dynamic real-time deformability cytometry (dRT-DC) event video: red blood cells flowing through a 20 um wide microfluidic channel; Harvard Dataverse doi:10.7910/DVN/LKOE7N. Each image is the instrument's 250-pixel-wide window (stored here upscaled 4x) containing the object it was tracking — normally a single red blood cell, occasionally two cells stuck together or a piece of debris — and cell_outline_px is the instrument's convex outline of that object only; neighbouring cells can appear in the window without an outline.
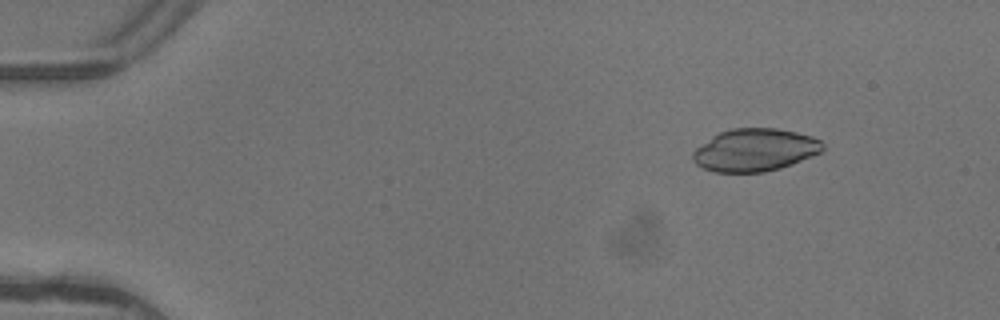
{"species": "common noctule bat (a hibernating species)", "species_latin": "Nyctalus noctula", "temperature_condition": "warm", "stored_images_in_passage": 4, "camera_frame_rate_fps": 3000, "um_per_image_px": 0.085, "animal": {"sex": "female"}, "frame": {"image": 1, "passage_image": 2, "time_ms": 0.333, "image_size_px": [1000, 320], "cell_outline_px": [[824, 148], [820, 152], [792, 164], [780, 168], [764, 172], [712, 172], [696, 164], [692, 160], [692, 152], [696, 148], [712, 136], [720, 132], [732, 128], [776, 128], [796, 132], [812, 136], [820, 140], [824, 144]], "centroid_in_image_um": [64.15, 12.75], "position_along_channel_um": 20.9, "area_um2": 32.25}}